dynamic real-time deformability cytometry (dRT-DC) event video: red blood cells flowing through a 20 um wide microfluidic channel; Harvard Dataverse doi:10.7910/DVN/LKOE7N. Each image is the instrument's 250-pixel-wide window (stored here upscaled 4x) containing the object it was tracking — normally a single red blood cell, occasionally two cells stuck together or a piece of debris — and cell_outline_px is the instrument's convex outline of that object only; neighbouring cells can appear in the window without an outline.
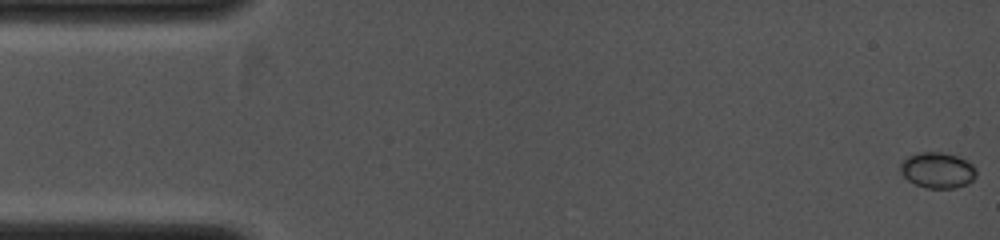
{"species": "common noctule bat (a hibernating species)", "species_latin": "Nyctalus noctula", "temperature_condition": "cold", "stored_images_in_passage": 11, "camera_frame_rate_fps": 4000, "um_per_image_px": 0.085, "animal": {"sex": "female", "body_mass_g": 19.0, "forearm_length_mm": 53.3}, "frame": {"image": 1, "passage_image": 1, "time_ms": 0.0, "image_size_px": [1000, 240], "cell_outline_px": [[976, 176], [968, 184], [956, 188], [924, 188], [908, 180], [900, 172], [900, 164], [908, 156], [916, 152], [940, 152], [956, 156], [972, 164], [976, 168]], "centroid_in_image_um": [79.68, 14.48], "position_along_channel_um": 5.3, "area_um2": 15.84}}
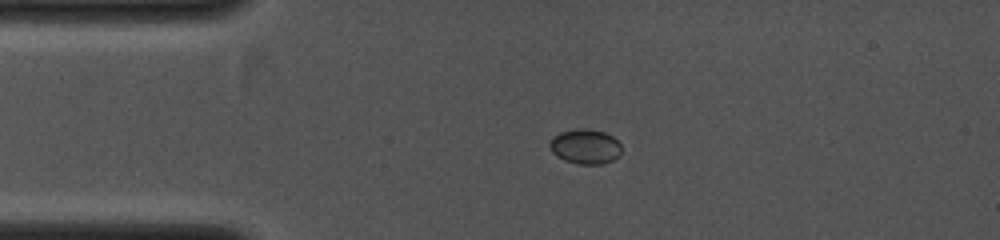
{"frame": {"image": 2, "passage_image": 7, "time_ms": 2.5, "image_size_px": [1000, 240], "cell_outline_px": [[620, 156], [612, 160], [600, 164], [580, 164], [564, 160], [556, 156], [552, 152], [548, 144], [548, 140], [552, 136], [560, 132], [580, 128], [584, 128], [604, 132], [612, 136], [620, 144]], "centroid_in_image_um": [49.7, 12.45], "position_along_channel_um": 35.3, "area_um2": 14.62}}
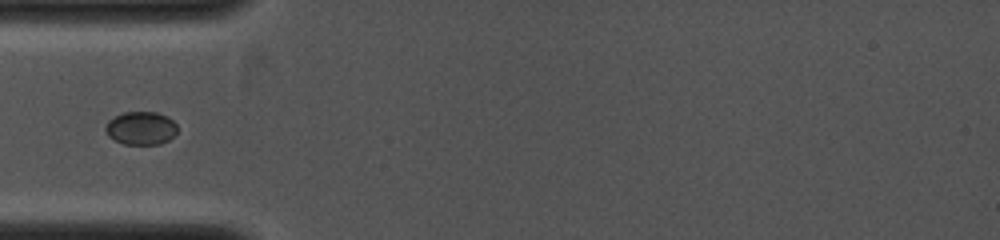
{"frame": {"image": 3, "passage_image": 10, "time_ms": 3.75, "image_size_px": [1000, 240], "cell_outline_px": [[176, 132], [168, 140], [160, 144], [124, 144], [108, 136], [104, 128], [108, 120], [124, 112], [156, 112], [168, 116], [176, 124]], "centroid_in_image_um": [11.97, 10.89], "position_along_channel_um": 73.0, "area_um2": 13.81}}